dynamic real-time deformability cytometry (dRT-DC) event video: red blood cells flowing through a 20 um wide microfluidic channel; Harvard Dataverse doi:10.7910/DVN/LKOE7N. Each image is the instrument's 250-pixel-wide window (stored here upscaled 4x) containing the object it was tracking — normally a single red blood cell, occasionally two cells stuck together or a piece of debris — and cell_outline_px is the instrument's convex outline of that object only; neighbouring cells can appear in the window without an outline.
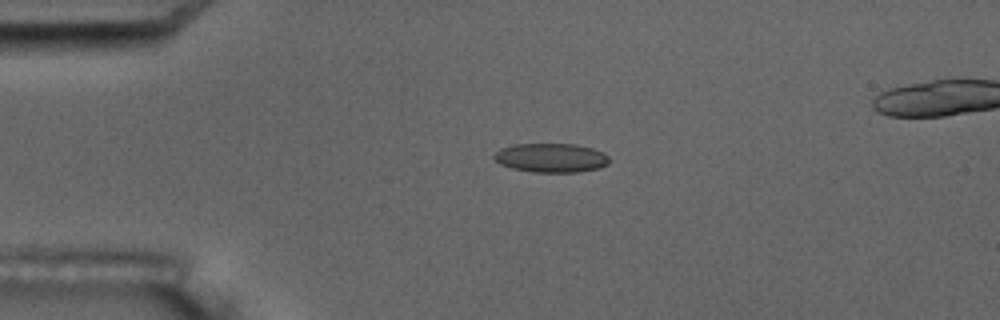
{"species": "common noctule bat (a hibernating species)", "species_latin": "Nyctalus noctula", "temperature_condition": "room temperature", "stored_images_in_passage": 7, "camera_frame_rate_fps": 3000, "um_per_image_px": 0.085, "animal": {"sex": "male", "body_mass_g": 17.5, "forearm_length_mm": 52.3}, "frame": {"image": 1, "passage_image": 5, "time_ms": 4.333, "image_size_px": [1000, 320], "cell_outline_px": [[608, 164], [600, 168], [576, 172], [532, 172], [512, 168], [500, 164], [492, 156], [500, 148], [516, 144], [576, 144], [592, 148], [604, 152], [608, 156]], "centroid_in_image_um": [46.85, 13.41], "position_along_channel_um": 38.2, "area_um2": 19.54}}